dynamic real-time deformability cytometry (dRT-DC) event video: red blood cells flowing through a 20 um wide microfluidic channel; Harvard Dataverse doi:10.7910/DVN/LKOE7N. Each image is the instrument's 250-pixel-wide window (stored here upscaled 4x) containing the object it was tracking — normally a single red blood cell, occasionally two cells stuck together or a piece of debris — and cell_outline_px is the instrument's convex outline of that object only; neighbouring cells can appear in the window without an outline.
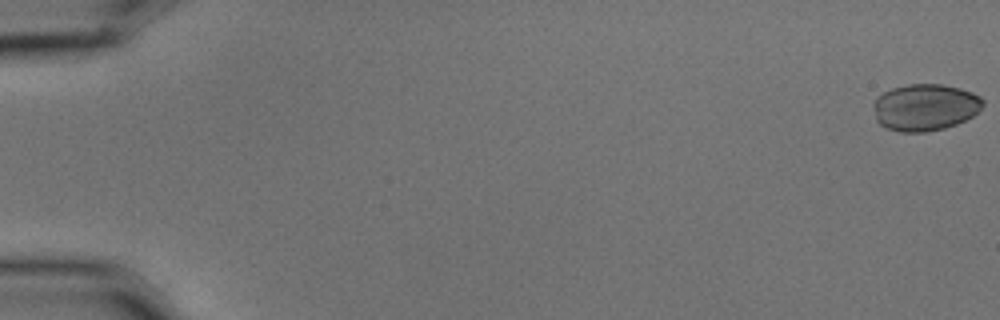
{"species": "common noctule bat (a hibernating species)", "species_latin": "Nyctalus noctula", "temperature_condition": "cold", "stored_images_in_passage": 6, "camera_frame_rate_fps": 3000, "um_per_image_px": 0.085, "animal": {"sex": "male", "body_mass_g": 15.6}, "frame": {"image": 1, "passage_image": 1, "time_ms": 0.0, "image_size_px": [1000, 320], "cell_outline_px": [[984, 104], [972, 116], [956, 124], [944, 128], [924, 132], [900, 132], [888, 128], [880, 124], [876, 120], [872, 108], [872, 104], [876, 96], [892, 88], [908, 84], [944, 84], [960, 88], [972, 92], [980, 96], [984, 100]], "centroid_in_image_um": [78.6, 9.11], "position_along_channel_um": 6.4, "area_um2": 30.06}}
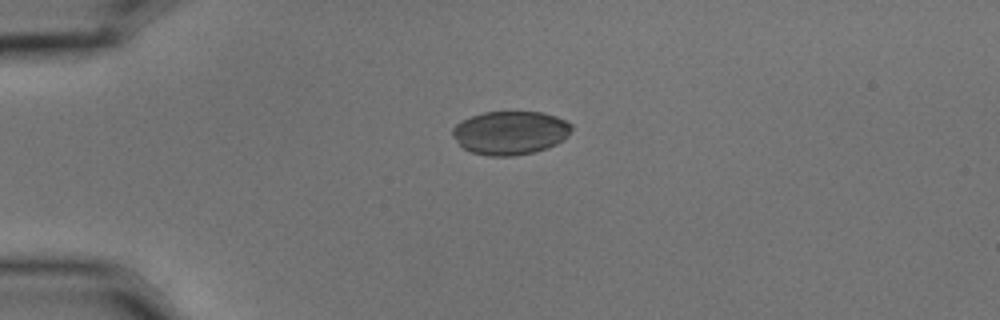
{"frame": {"image": 2, "passage_image": 5, "time_ms": 1.333, "image_size_px": [1000, 320], "cell_outline_px": [[572, 128], [568, 136], [564, 140], [548, 148], [532, 152], [512, 156], [488, 156], [472, 152], [464, 148], [456, 140], [452, 132], [452, 128], [456, 124], [472, 116], [484, 112], [544, 112], [556, 116], [572, 124]], "centroid_in_image_um": [43.4, 11.28], "position_along_channel_um": 41.6, "area_um2": 30.11}}